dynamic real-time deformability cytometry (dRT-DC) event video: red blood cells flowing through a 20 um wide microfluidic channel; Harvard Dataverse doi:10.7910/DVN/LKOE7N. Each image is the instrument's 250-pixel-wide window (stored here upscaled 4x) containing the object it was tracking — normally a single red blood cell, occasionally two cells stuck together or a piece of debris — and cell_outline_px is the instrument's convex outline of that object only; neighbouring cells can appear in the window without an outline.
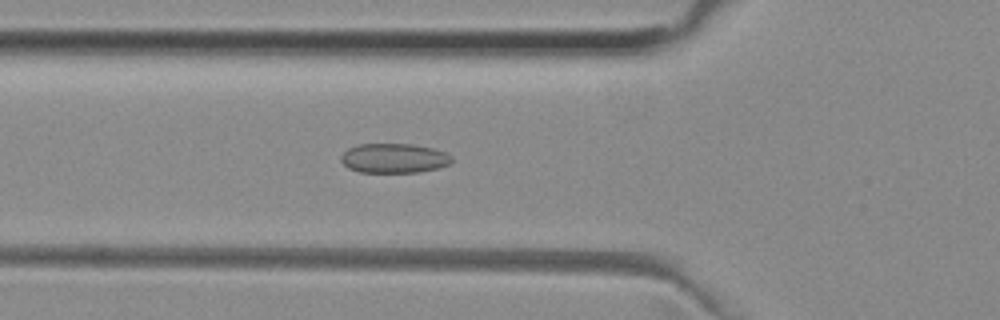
{"species": "common noctule bat (a hibernating species)", "species_latin": "Nyctalus noctula", "temperature_condition": "room temperature", "stored_images_in_passage": 51, "camera_frame_rate_fps": 3000, "um_per_image_px": 0.085, "animal": {"sex": "female", "body_mass_g": 29.2, "forearm_length_mm": 56.3}, "frame": {"image": 1, "passage_image": 17, "time_ms": 5.333, "image_size_px": [1000, 320], "cell_outline_px": [[452, 164], [440, 168], [420, 172], [360, 172], [348, 168], [340, 160], [340, 156], [348, 148], [360, 144], [412, 144], [432, 148], [444, 152], [452, 156]], "centroid_in_image_um": [33.51, 13.45], "position_along_channel_um": 92.3, "area_um2": 19.19}}
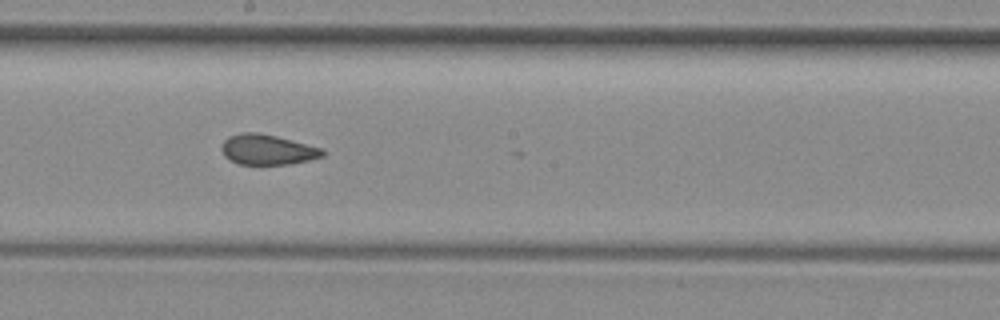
{"frame": {"image": 2, "passage_image": 27, "time_ms": 8.667, "image_size_px": [1000, 320], "cell_outline_px": [[324, 156], [308, 160], [288, 164], [236, 164], [228, 160], [224, 156], [220, 148], [224, 140], [228, 136], [240, 132], [256, 132], [276, 136], [320, 148], [324, 152]], "centroid_in_image_um": [22.65, 12.72], "position_along_channel_um": 225.6, "area_um2": 17.74}}
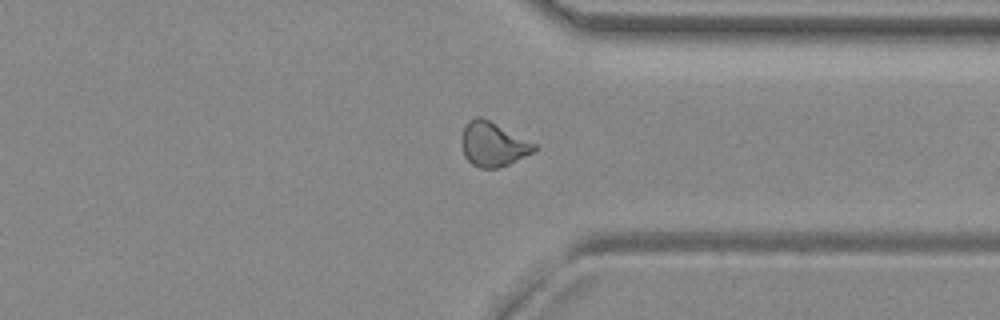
{"frame": {"image": 3, "passage_image": 38, "time_ms": 12.333, "image_size_px": [1000, 320], "cell_outline_px": [[540, 148], [508, 164], [496, 168], [480, 168], [472, 164], [464, 156], [460, 140], [464, 128], [468, 120], [476, 116], [480, 116], [536, 144]], "centroid_in_image_um": [41.87, 12.26], "position_along_channel_um": 369.5, "area_um2": 18.55}, "authors_computed_cell_mechanics": {"area_um2": 18.6694, "velocity_mm_per_s": 3.9827, "shape_relaxation_time_tau1_ms": null, "shape_relaxation_time_tau2_ms": 2.2938, "deformation_change_tau1": null, "deformation_change_tau2": 0.0536}}